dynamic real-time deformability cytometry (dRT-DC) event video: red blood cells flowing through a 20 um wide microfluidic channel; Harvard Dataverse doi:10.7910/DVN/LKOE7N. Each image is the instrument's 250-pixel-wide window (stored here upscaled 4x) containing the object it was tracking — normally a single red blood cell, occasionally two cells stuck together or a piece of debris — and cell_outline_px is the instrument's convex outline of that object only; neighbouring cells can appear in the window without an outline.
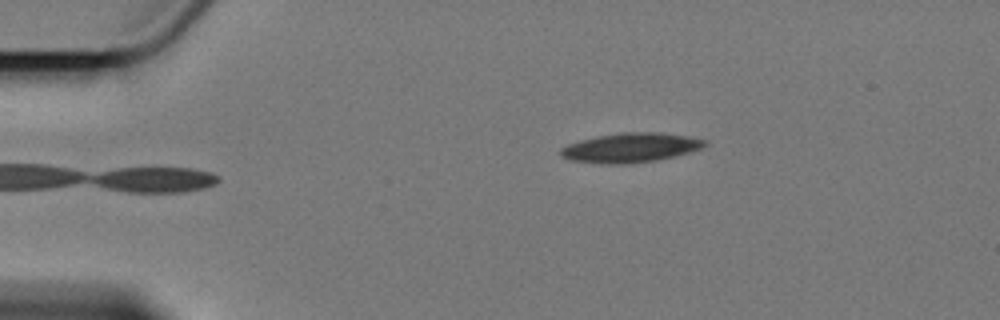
{"species": "Egyptian fruit bat (a non-hibernating species)", "species_latin": "Rousettus aegyptiacus", "temperature_condition": "cold", "stored_images_in_passage": 4, "camera_frame_rate_fps": 3000, "um_per_image_px": 0.085, "animal": {"sex": "female"}, "frame": {"image": 1, "passage_image": 4, "time_ms": 3.667, "image_size_px": [1000, 320], "cell_outline_px": [[708, 144], [700, 148], [676, 156], [656, 160], [632, 164], [600, 164], [568, 160], [560, 156], [560, 148], [568, 144], [580, 140], [600, 136], [624, 132], [656, 132], [688, 136], [708, 140]], "centroid_in_image_um": [53.58, 12.57], "position_along_channel_um": 31.4, "area_um2": 24.85}}